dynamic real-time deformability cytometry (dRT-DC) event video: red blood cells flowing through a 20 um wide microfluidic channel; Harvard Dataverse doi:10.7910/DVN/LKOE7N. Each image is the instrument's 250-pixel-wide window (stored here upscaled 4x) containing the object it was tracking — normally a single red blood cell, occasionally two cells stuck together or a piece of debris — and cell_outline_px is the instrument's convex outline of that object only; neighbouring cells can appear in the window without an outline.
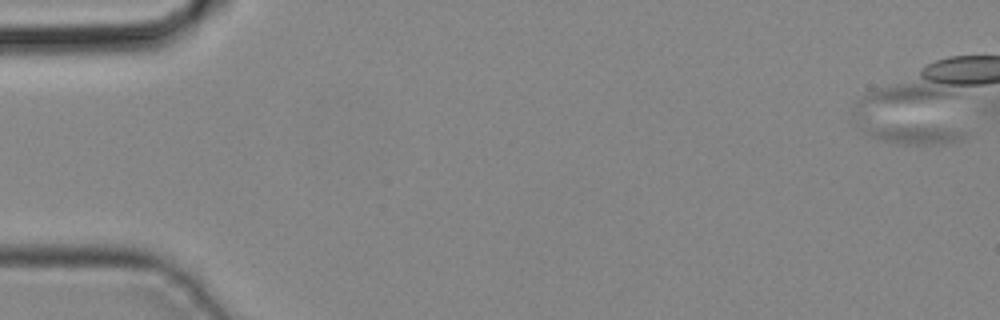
{"species": "common noctule bat (a hibernating species)", "species_latin": "Nyctalus noctula", "temperature_condition": "cold", "stored_images_in_passage": 1, "camera_frame_rate_fps": 3000, "um_per_image_px": 0.085, "animal": {"sex": "male", "body_mass_g": 19.2, "forearm_length_mm": 51.8}, "frame": {"image": 1, "passage_image": 1, "time_ms": 0.0, "image_size_px": [1000, 320], "cell_outline_px": [[972, 136], [968, 140], [944, 144], [896, 144], [880, 140], [872, 136], [864, 128], [940, 128], [968, 132]], "centroid_in_image_um": [78.1, 11.53], "position_along_channel_um": 6.9, "area_um2": 10.12}}